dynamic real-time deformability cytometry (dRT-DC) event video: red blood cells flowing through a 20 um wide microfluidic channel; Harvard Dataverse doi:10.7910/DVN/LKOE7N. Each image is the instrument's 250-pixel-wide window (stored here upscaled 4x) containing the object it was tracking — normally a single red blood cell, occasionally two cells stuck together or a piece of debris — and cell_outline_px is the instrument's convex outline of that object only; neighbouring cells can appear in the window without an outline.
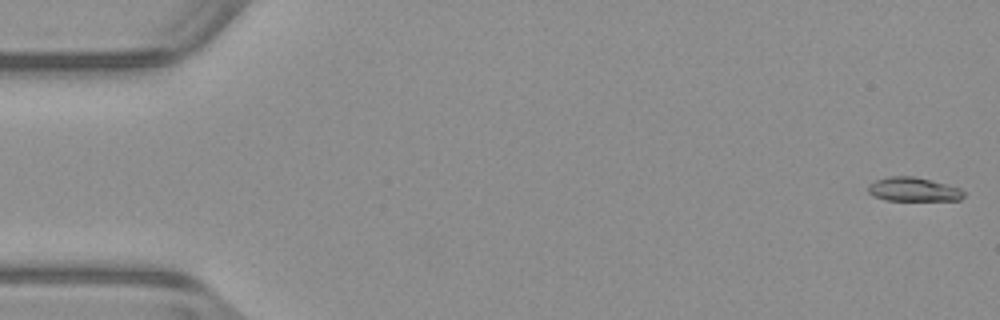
{"species": "common noctule bat (a hibernating species)", "species_latin": "Nyctalus noctula", "temperature_condition": "warm", "stored_images_in_passage": 52, "camera_frame_rate_fps": 3000, "um_per_image_px": 0.085, "animal": {"sex": "male", "body_mass_g": 23.1, "forearm_length_mm": 52.7}, "frame": {"image": 1, "passage_image": 1, "time_ms": 0.0, "image_size_px": [1000, 320], "cell_outline_px": [[964, 196], [960, 200], [884, 200], [872, 196], [868, 192], [868, 184], [876, 180], [888, 176], [912, 176], [960, 188], [964, 192]], "centroid_in_image_um": [77.58, 16.11], "position_along_channel_um": 7.4, "area_um2": 13.24}}
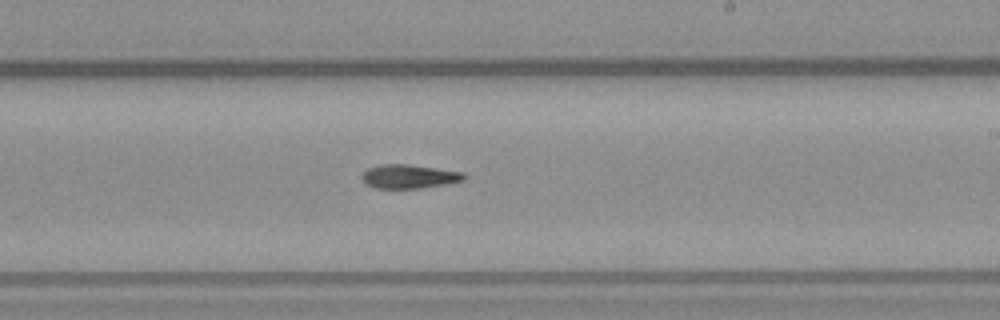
{"frame": {"image": 2, "passage_image": 31, "time_ms": 10.0, "image_size_px": [1000, 320], "cell_outline_px": [[468, 176], [464, 180], [444, 184], [420, 188], [376, 188], [368, 184], [360, 176], [368, 168], [380, 164], [408, 164], [464, 172]], "centroid_in_image_um": [34.8, 14.99], "position_along_channel_um": 254.2, "area_um2": 14.1}}
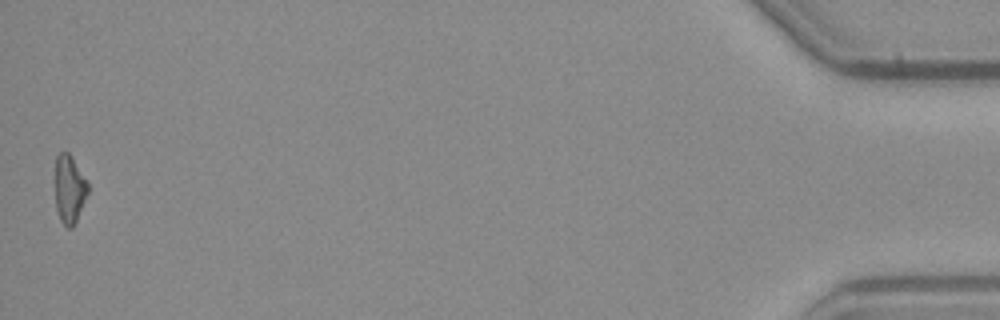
{"frame": {"image": 3, "passage_image": 52, "time_ms": 17.0, "image_size_px": [1000, 320], "cell_outline_px": [[88, 192], [76, 220], [72, 228], [68, 228], [60, 220], [56, 208], [56, 156], [60, 152], [68, 152], [72, 156], [88, 184]], "centroid_in_image_um": [5.89, 16.07], "position_along_channel_um": 429.3, "area_um2": 12.72}}